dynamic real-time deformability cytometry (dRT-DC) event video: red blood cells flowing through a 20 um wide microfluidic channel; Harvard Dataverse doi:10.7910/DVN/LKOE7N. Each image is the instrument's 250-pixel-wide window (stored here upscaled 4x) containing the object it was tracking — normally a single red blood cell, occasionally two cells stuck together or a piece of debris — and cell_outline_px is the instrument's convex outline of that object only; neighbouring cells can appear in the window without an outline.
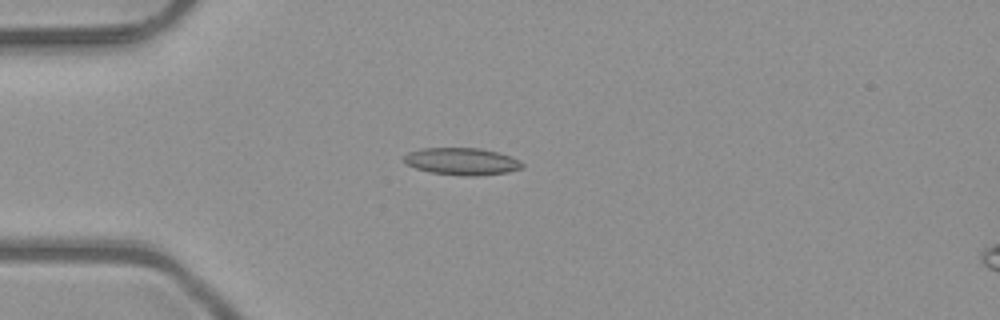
{"species": "common noctule bat (a hibernating species)", "species_latin": "Nyctalus noctula", "temperature_condition": "room temperature", "stored_images_in_passage": 4, "camera_frame_rate_fps": 3000, "um_per_image_px": 0.085, "animal": {"sex": "male", "body_mass_g": 23.1, "forearm_length_mm": 52.7}, "frame": {"image": 1, "passage_image": 4, "time_ms": 1.0, "image_size_px": [1000, 320], "cell_outline_px": [[524, 168], [508, 172], [476, 176], [464, 176], [432, 172], [416, 168], [404, 164], [404, 156], [408, 152], [424, 148], [480, 148], [496, 152], [520, 160], [524, 164]], "centroid_in_image_um": [39.27, 13.72], "position_along_channel_um": 45.7, "area_um2": 18.67}}